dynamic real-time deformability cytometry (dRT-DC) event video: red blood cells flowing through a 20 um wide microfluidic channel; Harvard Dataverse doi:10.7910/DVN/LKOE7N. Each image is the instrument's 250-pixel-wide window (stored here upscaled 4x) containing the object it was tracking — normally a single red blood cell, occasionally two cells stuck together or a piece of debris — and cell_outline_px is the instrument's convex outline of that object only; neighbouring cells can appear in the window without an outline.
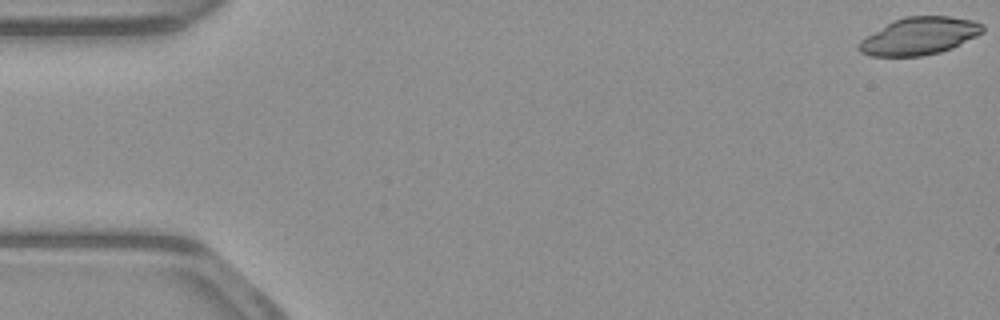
{"species": "common noctule bat (a hibernating species)", "species_latin": "Nyctalus noctula", "temperature_condition": "warm", "stored_images_in_passage": 53, "camera_frame_rate_fps": 3000, "um_per_image_px": 0.085, "animal": {"sex": "male", "body_mass_g": 23.1, "forearm_length_mm": 52.7}, "frame": {"image": 1, "passage_image": 1, "time_ms": 0.0, "image_size_px": [1000, 320], "cell_outline_px": [[984, 32], [952, 48], [940, 52], [920, 56], [872, 56], [860, 52], [856, 44], [860, 40], [892, 20], [904, 16], [948, 16], [972, 20], [984, 24]], "centroid_in_image_um": [78.13, 3.06], "position_along_channel_um": 6.9, "area_um2": 27.05}}